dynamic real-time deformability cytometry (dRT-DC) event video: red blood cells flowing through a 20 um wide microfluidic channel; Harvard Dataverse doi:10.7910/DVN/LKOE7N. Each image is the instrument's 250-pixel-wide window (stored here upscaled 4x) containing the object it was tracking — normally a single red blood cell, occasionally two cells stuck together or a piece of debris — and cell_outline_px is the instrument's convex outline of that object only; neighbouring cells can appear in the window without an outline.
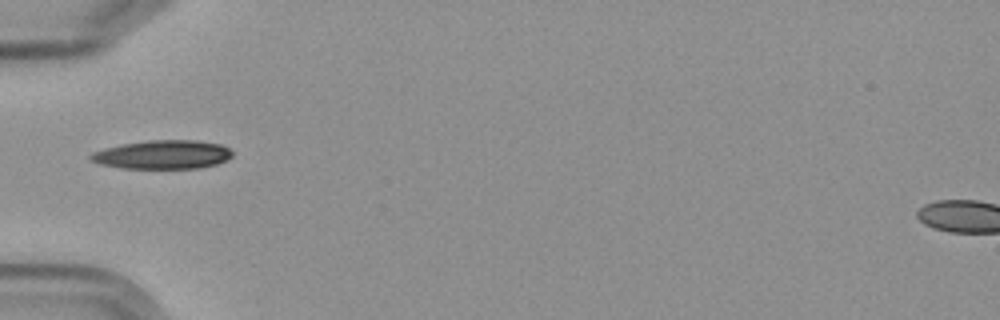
{"species": "Egyptian fruit bat (a non-hibernating species)", "species_latin": "Rousettus aegyptiacus", "temperature_condition": "cold", "stored_images_in_passage": 1, "camera_frame_rate_fps": 3000, "um_per_image_px": 0.085, "frame": {"image": 1, "passage_image": 1, "time_ms": 0.0, "image_size_px": [1000, 320], "cell_outline_px": [[232, 156], [228, 160], [216, 164], [200, 168], [124, 168], [100, 164], [92, 160], [88, 156], [92, 152], [104, 148], [124, 144], [148, 140], [196, 140], [220, 144], [228, 148], [232, 152]], "centroid_in_image_um": [13.85, 13.14], "position_along_channel_um": 71.2, "area_um2": 23.64}}